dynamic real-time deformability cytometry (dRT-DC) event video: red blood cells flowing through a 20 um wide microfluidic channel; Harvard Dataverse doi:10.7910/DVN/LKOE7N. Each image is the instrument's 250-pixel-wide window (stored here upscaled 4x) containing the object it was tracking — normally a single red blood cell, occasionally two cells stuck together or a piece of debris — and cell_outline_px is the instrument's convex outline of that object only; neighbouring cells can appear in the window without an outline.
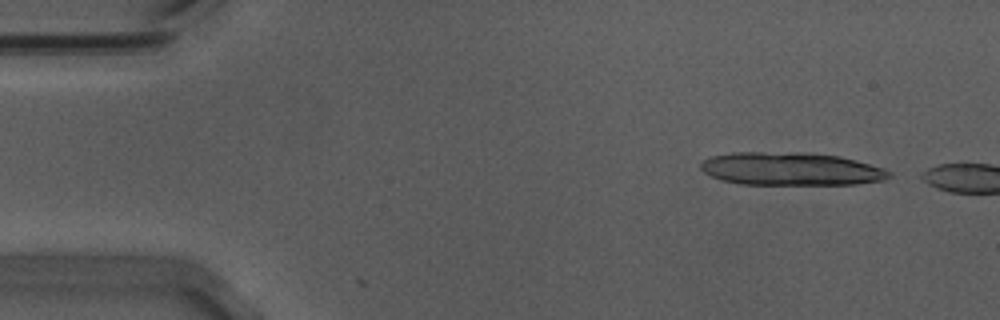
{"species": "Egyptian fruit bat (a non-hibernating species)", "species_latin": "Rousettus aegyptiacus", "temperature_condition": "warm", "stored_images_in_passage": 7, "camera_frame_rate_fps": 3000, "um_per_image_px": 0.085, "animal": {"sex": "male"}, "frame": {"image": 1, "passage_image": 4, "time_ms": 1.0, "image_size_px": [1000, 320], "cell_outline_px": [[892, 176], [884, 180], [856, 184], [740, 184], [724, 180], [712, 176], [704, 172], [700, 168], [700, 160], [712, 156], [732, 152], [804, 152], [840, 156], [884, 168], [892, 172]], "centroid_in_image_um": [67.23, 14.35], "position_along_channel_um": 17.8, "area_um2": 36.36}}